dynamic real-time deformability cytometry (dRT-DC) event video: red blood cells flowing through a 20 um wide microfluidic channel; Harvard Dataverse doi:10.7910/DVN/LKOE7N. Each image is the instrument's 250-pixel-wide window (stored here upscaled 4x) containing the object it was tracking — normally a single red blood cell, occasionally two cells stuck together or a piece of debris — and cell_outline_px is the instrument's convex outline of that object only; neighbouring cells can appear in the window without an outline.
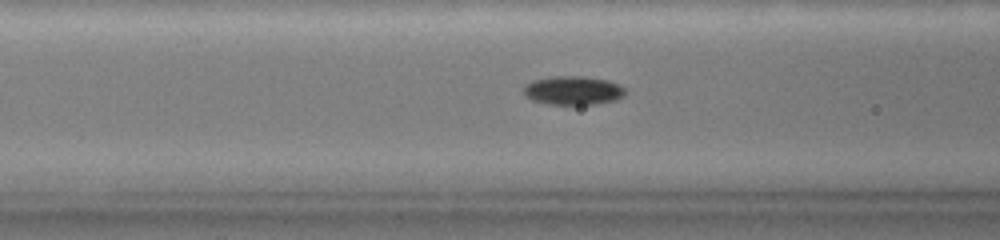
{"species": "common noctule bat (a hibernating species)", "species_latin": "Nyctalus noctula", "temperature_condition": "warm", "stored_images_in_passage": 22, "camera_frame_rate_fps": 3000, "um_per_image_px": 0.085, "animal": {"sex": "female", "body_mass_g": 19.0, "forearm_length_mm": 51.5}, "frame": {"image": 1, "passage_image": 9, "time_ms": 1.333, "image_size_px": [1000, 240], "cell_outline_px": [[624, 92], [620, 96], [612, 100], [592, 104], [552, 104], [536, 100], [528, 96], [524, 92], [524, 88], [528, 84], [536, 80], [556, 76], [580, 76], [608, 80], [624, 88]], "centroid_in_image_um": [48.72, 7.68], "position_along_channel_um": 117.9, "area_um2": 16.18}}
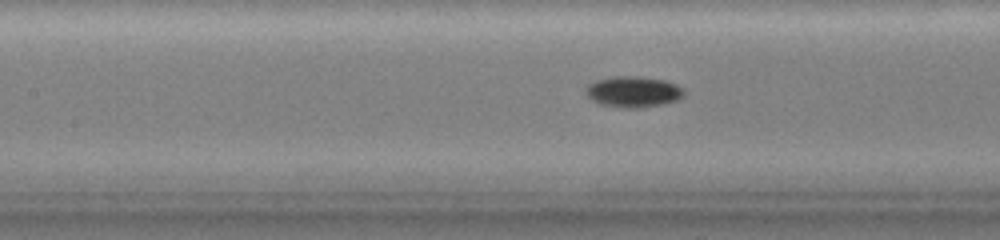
{"frame": {"image": 2, "passage_image": 15, "time_ms": 2.333, "image_size_px": [1000, 240], "cell_outline_px": [[680, 96], [676, 100], [636, 108], [628, 108], [600, 104], [588, 96], [588, 88], [592, 84], [600, 80], [616, 76], [624, 76], [664, 80], [680, 88]], "centroid_in_image_um": [53.78, 7.81], "position_along_channel_um": 153.6, "area_um2": 16.36}}
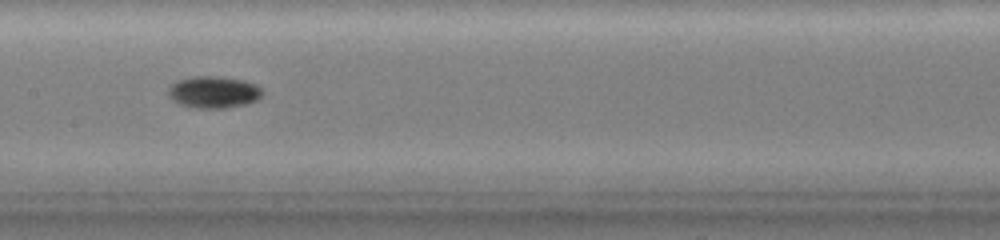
{"frame": {"image": 3, "passage_image": 21, "time_ms": 3.333, "image_size_px": [1000, 240], "cell_outline_px": [[260, 96], [256, 100], [244, 104], [224, 108], [200, 108], [180, 104], [172, 96], [172, 84], [180, 80], [196, 76], [212, 76], [244, 80], [260, 88]], "centroid_in_image_um": [18.2, 7.83], "position_along_channel_um": 189.2, "area_um2": 16.53}}